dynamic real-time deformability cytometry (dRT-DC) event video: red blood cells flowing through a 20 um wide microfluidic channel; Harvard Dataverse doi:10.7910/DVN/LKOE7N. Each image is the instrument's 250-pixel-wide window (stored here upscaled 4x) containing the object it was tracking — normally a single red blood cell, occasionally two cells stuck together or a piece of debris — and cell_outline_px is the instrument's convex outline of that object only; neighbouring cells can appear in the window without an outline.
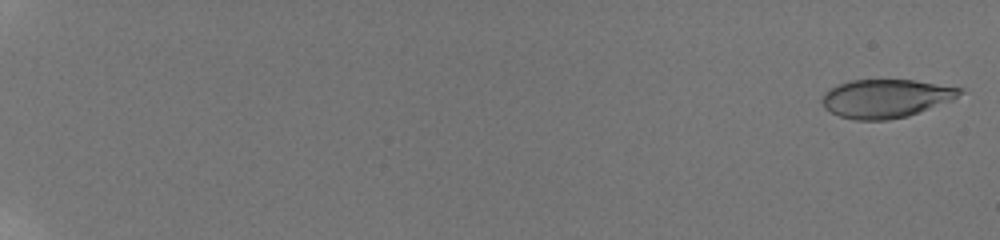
{"species": "human", "species_latin": "Homo sapiens", "temperature_condition": "room temperature", "stored_images_in_passage": 19, "camera_frame_rate_fps": 3000, "um_per_image_px": 0.085, "donor": {"sex": "male"}, "frame": {"image": 1, "passage_image": 2, "time_ms": 0.333, "image_size_px": [1000, 240], "cell_outline_px": [[964, 92], [952, 100], [908, 116], [888, 120], [856, 120], [840, 116], [824, 108], [824, 96], [832, 88], [840, 84], [852, 80], [912, 80], [964, 88]], "centroid_in_image_um": [75.36, 8.37], "position_along_channel_um": 9.6, "area_um2": 30.4}}
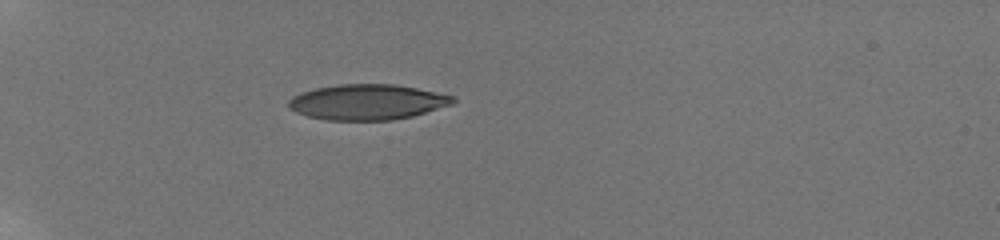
{"frame": {"image": 2, "passage_image": 15, "time_ms": 7.0, "image_size_px": [1000, 240], "cell_outline_px": [[456, 104], [412, 116], [392, 120], [324, 120], [308, 116], [296, 112], [288, 108], [288, 100], [292, 96], [300, 92], [316, 88], [340, 84], [396, 84], [456, 96]], "centroid_in_image_um": [31.24, 8.67], "position_along_channel_um": 53.8, "area_um2": 34.28}}
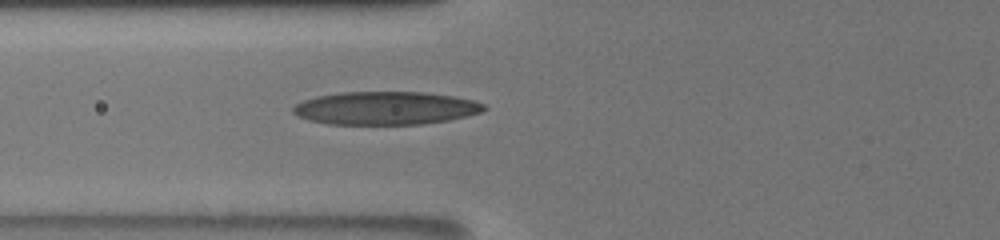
{"frame": {"image": 3, "passage_image": 19, "time_ms": 9.0, "image_size_px": [1000, 240], "cell_outline_px": [[488, 108], [480, 112], [448, 120], [424, 124], [328, 124], [308, 120], [292, 112], [292, 108], [296, 104], [304, 100], [316, 96], [340, 92], [424, 92], [456, 96], [476, 100], [484, 104]], "centroid_in_image_um": [32.79, 9.18], "position_along_channel_um": 93.0, "area_um2": 36.93}}